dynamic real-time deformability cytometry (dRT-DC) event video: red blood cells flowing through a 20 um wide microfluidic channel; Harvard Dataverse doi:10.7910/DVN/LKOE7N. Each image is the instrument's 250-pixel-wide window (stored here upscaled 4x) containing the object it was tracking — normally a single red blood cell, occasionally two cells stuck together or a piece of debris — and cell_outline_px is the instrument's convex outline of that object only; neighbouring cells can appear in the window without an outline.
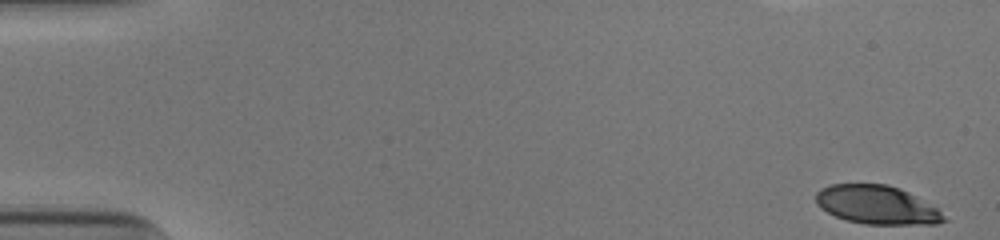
{"species": "human", "species_latin": "Homo sapiens", "temperature_condition": "cold", "stored_images_in_passage": 52, "camera_frame_rate_fps": 3000, "um_per_image_px": 0.085, "donor": {"sex": "male"}, "frame": {"image": 1, "passage_image": 1, "time_ms": 0.0, "image_size_px": [1000, 240], "cell_outline_px": [[948, 220], [936, 224], [864, 224], [848, 220], [836, 216], [820, 208], [816, 204], [816, 192], [820, 188], [832, 184], [888, 184], [900, 188], [908, 192], [936, 208]], "centroid_in_image_um": [74.5, 17.41], "position_along_channel_um": 10.5, "area_um2": 28.61}, "authors_computed_cell_mechanics": {"area_um2": 33.0038, "velocity_mm_per_s": 3.8934, "shape_relaxation_time_tau1_ms": 4.5332, "shape_relaxation_time_tau2_ms": 1.4896, "deformation_change_tau1": 0.1869, "deformation_change_tau2": 0.0817}}